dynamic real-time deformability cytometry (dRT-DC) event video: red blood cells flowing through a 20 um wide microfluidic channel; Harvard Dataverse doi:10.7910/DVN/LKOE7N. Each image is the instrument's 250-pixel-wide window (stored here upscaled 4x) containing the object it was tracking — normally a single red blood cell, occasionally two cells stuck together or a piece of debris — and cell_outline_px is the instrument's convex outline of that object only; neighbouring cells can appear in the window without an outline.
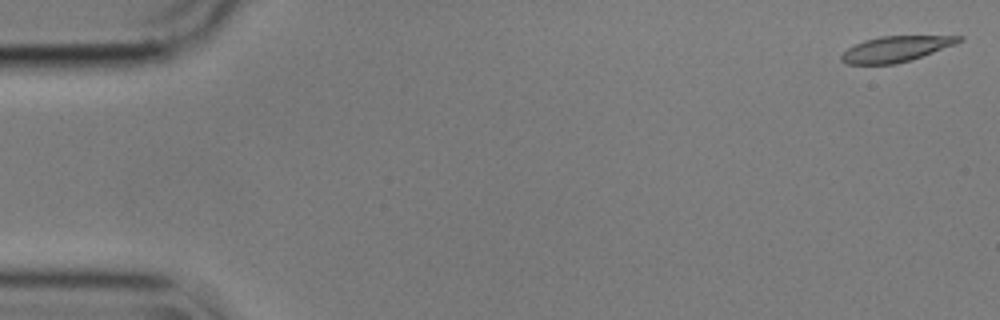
{"species": "common noctule bat (a hibernating species)", "species_latin": "Nyctalus noctula", "temperature_condition": "cold", "stored_images_in_passage": 56, "camera_frame_rate_fps": 3000, "um_per_image_px": 0.085, "animal": {"sex": "male", "body_mass_g": 17.9}, "frame": {"image": 1, "passage_image": 1, "time_ms": 0.0, "image_size_px": [1000, 320], "cell_outline_px": [[964, 40], [956, 44], [896, 64], [848, 64], [840, 60], [840, 56], [848, 48], [864, 40], [880, 36], [964, 36]], "centroid_in_image_um": [76.13, 4.15], "position_along_channel_um": 8.9, "area_um2": 17.28}}
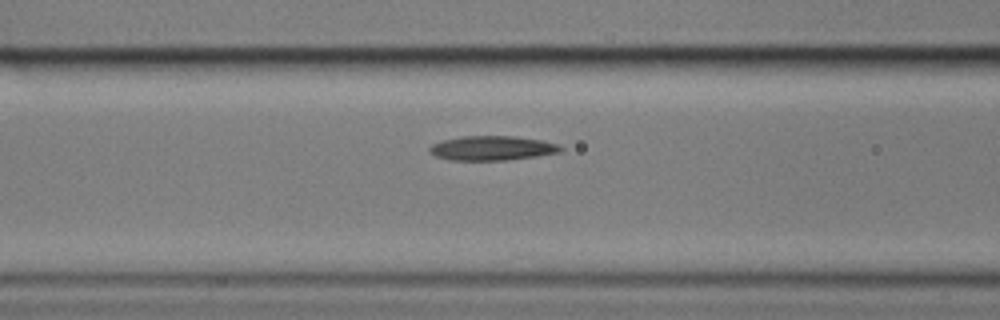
{"frame": {"image": 2, "passage_image": 22, "time_ms": 7.0, "image_size_px": [1000, 320], "cell_outline_px": [[564, 148], [560, 152], [536, 156], [504, 160], [448, 160], [436, 156], [428, 152], [428, 148], [432, 144], [444, 140], [464, 136], [516, 136], [544, 140], [556, 144]], "centroid_in_image_um": [41.82, 12.59], "position_along_channel_um": 124.8, "area_um2": 18.67}}
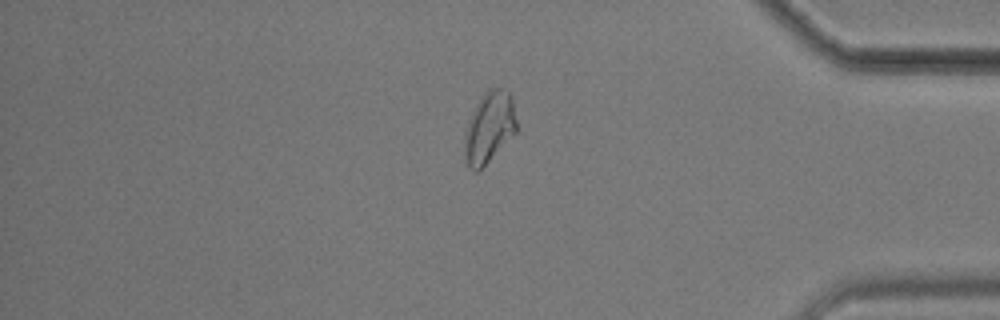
{"frame": {"image": 3, "passage_image": 47, "time_ms": 15.333, "image_size_px": [1000, 320], "cell_outline_px": [[516, 132], [476, 172], [472, 172], [468, 168], [464, 156], [464, 132], [468, 120], [476, 104], [484, 92], [488, 88], [508, 88], [512, 100], [516, 120]], "centroid_in_image_um": [41.55, 10.8], "position_along_channel_um": 393.7, "area_um2": 21.5}, "authors_computed_cell_mechanics": {"area_um2": 18.6405, "velocity_mm_per_s": 3.5513, "shape_relaxation_time_tau1_ms": null, "shape_relaxation_time_tau2_ms": 4.4055, "deformation_change_tau1": null, "deformation_change_tau2": 0.1127}}